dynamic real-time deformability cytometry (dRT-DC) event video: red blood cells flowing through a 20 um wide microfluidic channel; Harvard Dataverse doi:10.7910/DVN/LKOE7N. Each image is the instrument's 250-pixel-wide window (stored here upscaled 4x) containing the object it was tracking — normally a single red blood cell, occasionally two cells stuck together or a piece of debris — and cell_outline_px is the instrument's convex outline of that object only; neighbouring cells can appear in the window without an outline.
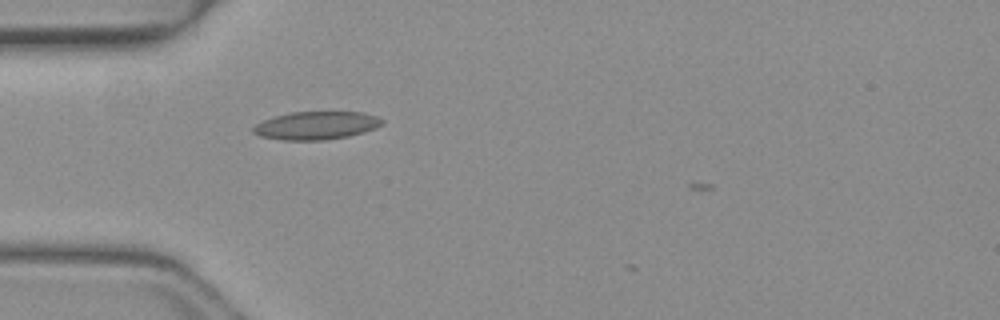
{"species": "common noctule bat (a hibernating species)", "species_latin": "Nyctalus noctula", "temperature_condition": "warm", "stored_images_in_passage": 2, "camera_frame_rate_fps": 3000, "um_per_image_px": 0.085, "animal": {"sex": "female", "body_mass_g": 19.3, "forearm_length_mm": 54.1}, "frame": {"image": 1, "passage_image": 1, "time_ms": 0.0, "image_size_px": [1000, 320], "cell_outline_px": [[384, 120], [376, 128], [364, 132], [348, 136], [324, 140], [284, 140], [260, 136], [252, 132], [252, 128], [256, 124], [264, 120], [288, 112], [364, 112], [376, 116]], "centroid_in_image_um": [26.88, 10.66], "position_along_channel_um": 58.1, "area_um2": 20.98}}